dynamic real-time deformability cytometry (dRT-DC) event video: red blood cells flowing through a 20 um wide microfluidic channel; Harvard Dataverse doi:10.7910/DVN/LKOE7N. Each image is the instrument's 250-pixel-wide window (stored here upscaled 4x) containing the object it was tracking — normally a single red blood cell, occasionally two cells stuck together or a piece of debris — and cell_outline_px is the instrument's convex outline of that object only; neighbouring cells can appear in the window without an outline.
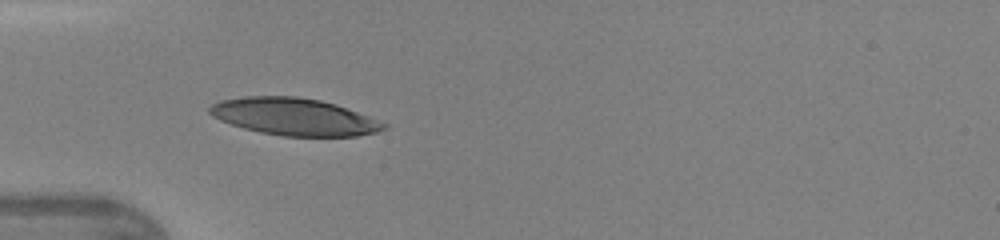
{"species": "human", "species_latin": "Homo sapiens", "temperature_condition": "warm", "stored_images_in_passage": 31, "camera_frame_rate_fps": 3000, "um_per_image_px": 0.085, "donor": {"sex": "female"}, "frame": {"image": 1, "passage_image": 1, "time_ms": 0.0, "image_size_px": [1000, 240], "cell_outline_px": [[388, 128], [376, 132], [356, 136], [284, 136], [260, 132], [244, 128], [220, 120], [212, 116], [208, 112], [208, 108], [212, 104], [220, 100], [244, 96], [296, 96], [320, 100], [336, 104], [368, 116], [388, 124]], "centroid_in_image_um": [24.99, 9.92], "position_along_channel_um": 60.0, "area_um2": 37.69}}
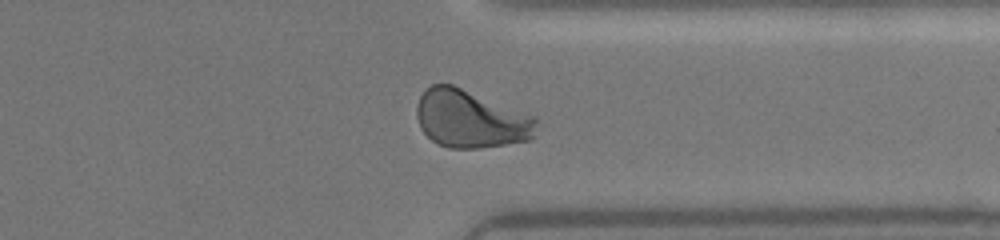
{"frame": {"image": 2, "passage_image": 22, "time_ms": 7.0, "image_size_px": [1000, 240], "cell_outline_px": [[536, 120], [532, 140], [480, 148], [448, 148], [436, 144], [420, 128], [416, 116], [416, 108], [420, 96], [432, 84], [452, 84], [536, 116]], "centroid_in_image_um": [39.99, 10.12], "position_along_channel_um": 371.4, "area_um2": 40.4}}
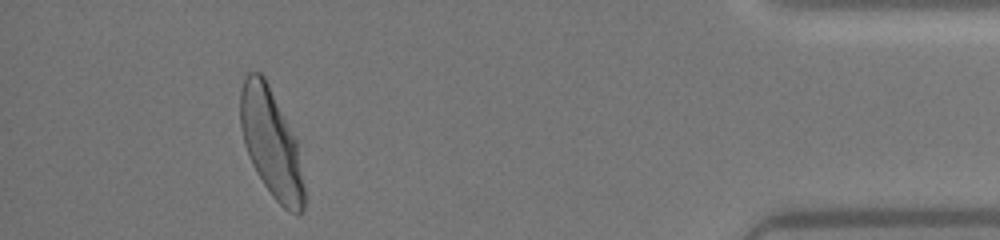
{"frame": {"image": 3, "passage_image": 28, "time_ms": 9.0, "image_size_px": [1000, 240], "cell_outline_px": [[304, 208], [296, 216], [288, 212], [272, 196], [256, 172], [248, 156], [244, 144], [240, 124], [240, 92], [244, 80], [248, 72], [260, 72], [264, 76], [296, 140], [304, 188]], "centroid_in_image_um": [23.03, 12.19], "position_along_channel_um": 412.2, "area_um2": 39.65}}